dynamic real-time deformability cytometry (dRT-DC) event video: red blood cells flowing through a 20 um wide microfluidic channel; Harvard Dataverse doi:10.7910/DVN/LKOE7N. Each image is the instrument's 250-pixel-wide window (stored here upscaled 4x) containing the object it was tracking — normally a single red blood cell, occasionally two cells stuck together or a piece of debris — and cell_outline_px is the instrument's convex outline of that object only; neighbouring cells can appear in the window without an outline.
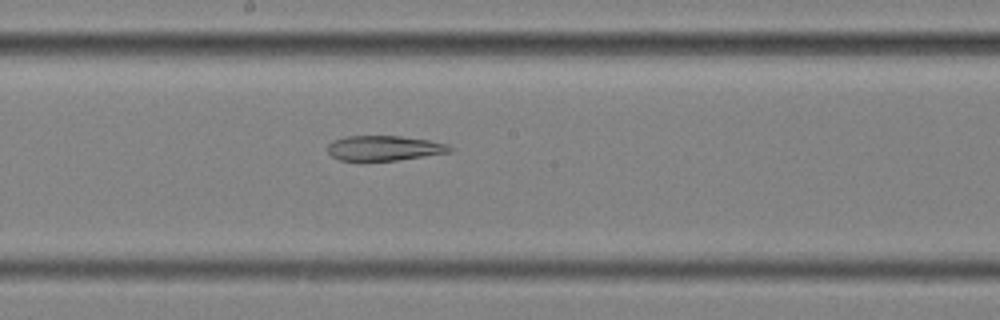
{"species": "common noctule bat (a hibernating species)", "species_latin": "Nyctalus noctula", "temperature_condition": "cold", "stored_images_in_passage": 53, "segment_of_instrument_passage": [2, 2], "camera_frame_rate_fps": 3000, "um_per_image_px": 0.085, "animal": {"sex": "female", "body_mass_g": 25.1}, "frame": {"image": 1, "passage_image": 31, "time_ms": 10.0, "image_size_px": [1000, 320], "cell_outline_px": [[452, 152], [396, 160], [340, 160], [332, 156], [328, 152], [328, 144], [332, 140], [344, 136], [400, 136], [428, 140], [448, 144], [452, 148]], "centroid_in_image_um": [32.65, 12.58], "position_along_channel_um": 215.6, "area_um2": 17.69}}
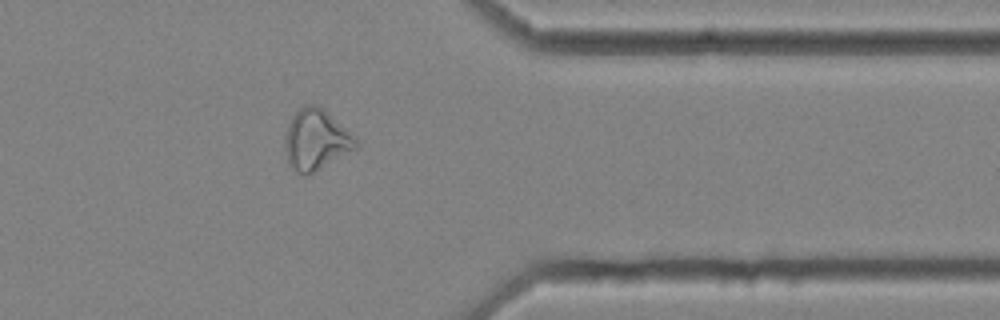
{"frame": {"image": 2, "passage_image": 46, "time_ms": 15.0, "image_size_px": [1000, 320], "cell_outline_px": [[360, 144], [356, 148], [308, 176], [304, 176], [292, 168], [288, 164], [284, 148], [284, 140], [288, 124], [292, 116], [304, 104], [316, 104], [324, 108], [352, 132], [356, 136]], "centroid_in_image_um": [26.87, 11.87], "position_along_channel_um": 384.5, "area_um2": 25.55}}